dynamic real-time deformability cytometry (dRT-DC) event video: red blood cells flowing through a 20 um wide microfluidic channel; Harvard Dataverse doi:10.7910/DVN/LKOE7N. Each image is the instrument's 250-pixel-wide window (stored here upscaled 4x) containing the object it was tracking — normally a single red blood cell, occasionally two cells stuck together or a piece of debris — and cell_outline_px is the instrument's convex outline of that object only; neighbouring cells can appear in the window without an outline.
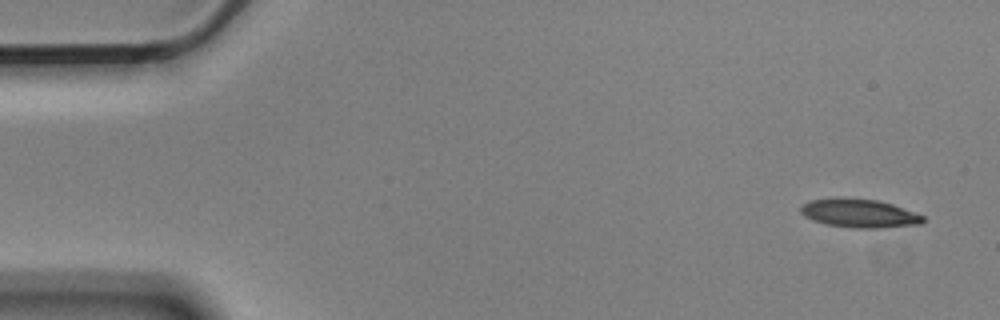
{"species": "Egyptian fruit bat (a non-hibernating species)", "species_latin": "Rousettus aegyptiacus", "temperature_condition": "cold", "stored_images_in_passage": 9, "camera_frame_rate_fps": 3000, "um_per_image_px": 0.085, "animal": {"sex": "male"}, "frame": {"image": 1, "passage_image": 1, "time_ms": 0.0, "image_size_px": [1000, 320], "cell_outline_px": [[924, 220], [920, 224], [876, 228], [852, 228], [828, 224], [812, 220], [804, 216], [800, 212], [800, 208], [804, 204], [812, 200], [876, 200], [892, 204], [924, 216]], "centroid_in_image_um": [73.07, 18.17], "position_along_channel_um": 11.9, "area_um2": 19.42}}
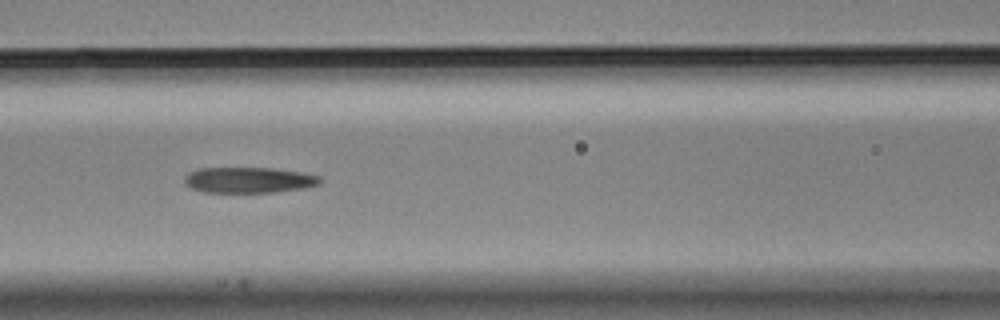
{"frame": {"image": 2, "passage_image": 7, "time_ms": 2.0, "image_size_px": [1000, 320], "cell_outline_px": [[320, 184], [304, 188], [276, 192], [204, 192], [192, 188], [184, 180], [184, 176], [188, 172], [200, 168], [272, 168], [304, 172], [320, 176]], "centroid_in_image_um": [21.17, 15.29], "position_along_channel_um": 145.4, "area_um2": 20.35}}
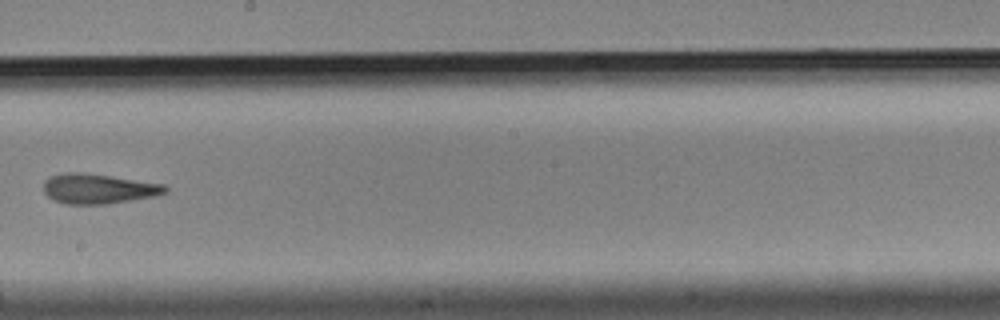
{"frame": {"image": 3, "passage_image": 9, "time_ms": 2.667, "image_size_px": [1000, 320], "cell_outline_px": [[168, 192], [156, 196], [108, 204], [64, 204], [48, 196], [44, 192], [44, 180], [52, 176], [64, 172], [80, 172], [164, 184], [168, 188]], "centroid_in_image_um": [8.37, 16.05], "position_along_channel_um": 239.8, "area_um2": 21.1}}